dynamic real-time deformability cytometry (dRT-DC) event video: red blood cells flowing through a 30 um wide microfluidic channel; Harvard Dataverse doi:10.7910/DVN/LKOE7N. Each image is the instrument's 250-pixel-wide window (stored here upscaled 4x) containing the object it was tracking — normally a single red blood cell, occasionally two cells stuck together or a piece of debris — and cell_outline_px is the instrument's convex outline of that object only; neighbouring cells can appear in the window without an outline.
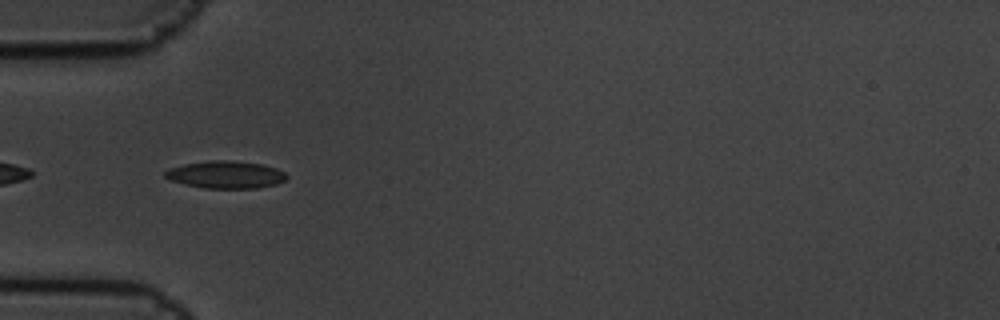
{"species": "common noctule bat (a hibernating species)", "species_latin": "Nyctalus noctula", "temperature_condition": "cold", "stored_images_in_passage": 6, "camera_frame_rate_fps": 3000, "um_per_image_px": 0.085, "animal": {"sex": "male", "body_mass_g": 19.5, "forearm_length_mm": 54.6}, "frame": {"image": 1, "passage_image": 5, "time_ms": 1.333, "image_size_px": [1000, 320], "cell_outline_px": [[288, 176], [284, 180], [276, 184], [256, 188], [204, 188], [172, 180], [164, 176], [164, 172], [168, 168], [184, 164], [208, 160], [232, 160], [264, 164], [276, 168], [284, 172]], "centroid_in_image_um": [19.2, 14.83], "position_along_channel_um": 65.8, "area_um2": 19.36}}
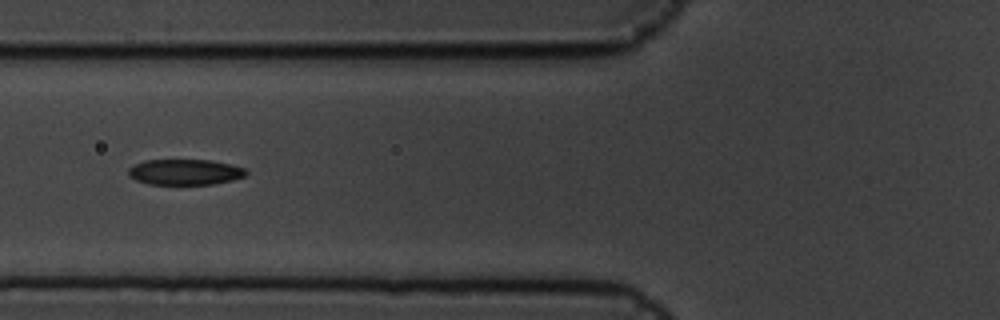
{"frame": {"image": 2, "passage_image": 6, "time_ms": 1.667, "image_size_px": [1000, 320], "cell_outline_px": [[248, 172], [244, 176], [232, 180], [212, 184], [148, 184], [136, 180], [128, 176], [128, 168], [144, 160], [208, 160], [228, 164], [244, 168]], "centroid_in_image_um": [15.68, 14.62], "position_along_channel_um": 110.1, "area_um2": 17.46}}